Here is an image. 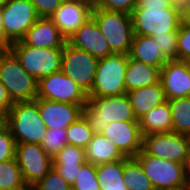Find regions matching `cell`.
I'll list each match as a JSON object with an SVG mask.
<instances>
[{
    "instance_id": "cell-1",
    "label": "cell",
    "mask_w": 190,
    "mask_h": 190,
    "mask_svg": "<svg viewBox=\"0 0 190 190\" xmlns=\"http://www.w3.org/2000/svg\"><path fill=\"white\" fill-rule=\"evenodd\" d=\"M189 8L175 0H138L131 12L134 35L153 37L178 32Z\"/></svg>"
},
{
    "instance_id": "cell-2",
    "label": "cell",
    "mask_w": 190,
    "mask_h": 190,
    "mask_svg": "<svg viewBox=\"0 0 190 190\" xmlns=\"http://www.w3.org/2000/svg\"><path fill=\"white\" fill-rule=\"evenodd\" d=\"M82 115L94 134H101L113 121H138L126 93L106 97H88Z\"/></svg>"
},
{
    "instance_id": "cell-3",
    "label": "cell",
    "mask_w": 190,
    "mask_h": 190,
    "mask_svg": "<svg viewBox=\"0 0 190 190\" xmlns=\"http://www.w3.org/2000/svg\"><path fill=\"white\" fill-rule=\"evenodd\" d=\"M5 125L16 143H41L47 127L35 101L14 102L6 114Z\"/></svg>"
},
{
    "instance_id": "cell-4",
    "label": "cell",
    "mask_w": 190,
    "mask_h": 190,
    "mask_svg": "<svg viewBox=\"0 0 190 190\" xmlns=\"http://www.w3.org/2000/svg\"><path fill=\"white\" fill-rule=\"evenodd\" d=\"M0 82L13 103L37 98L38 81L28 74L7 47L0 49Z\"/></svg>"
},
{
    "instance_id": "cell-5",
    "label": "cell",
    "mask_w": 190,
    "mask_h": 190,
    "mask_svg": "<svg viewBox=\"0 0 190 190\" xmlns=\"http://www.w3.org/2000/svg\"><path fill=\"white\" fill-rule=\"evenodd\" d=\"M37 81L61 71L63 47L42 48L15 41L7 47Z\"/></svg>"
},
{
    "instance_id": "cell-6",
    "label": "cell",
    "mask_w": 190,
    "mask_h": 190,
    "mask_svg": "<svg viewBox=\"0 0 190 190\" xmlns=\"http://www.w3.org/2000/svg\"><path fill=\"white\" fill-rule=\"evenodd\" d=\"M92 17L105 36L111 52L128 55L134 36L131 14L93 8Z\"/></svg>"
},
{
    "instance_id": "cell-7",
    "label": "cell",
    "mask_w": 190,
    "mask_h": 190,
    "mask_svg": "<svg viewBox=\"0 0 190 190\" xmlns=\"http://www.w3.org/2000/svg\"><path fill=\"white\" fill-rule=\"evenodd\" d=\"M128 55L113 53L98 59L95 79L88 97H106L126 93L124 76Z\"/></svg>"
},
{
    "instance_id": "cell-8",
    "label": "cell",
    "mask_w": 190,
    "mask_h": 190,
    "mask_svg": "<svg viewBox=\"0 0 190 190\" xmlns=\"http://www.w3.org/2000/svg\"><path fill=\"white\" fill-rule=\"evenodd\" d=\"M4 47L21 40L28 29L40 18L30 0H8L1 8Z\"/></svg>"
},
{
    "instance_id": "cell-9",
    "label": "cell",
    "mask_w": 190,
    "mask_h": 190,
    "mask_svg": "<svg viewBox=\"0 0 190 190\" xmlns=\"http://www.w3.org/2000/svg\"><path fill=\"white\" fill-rule=\"evenodd\" d=\"M147 154L187 165L190 163V136L175 132L152 133L143 136V148Z\"/></svg>"
},
{
    "instance_id": "cell-10",
    "label": "cell",
    "mask_w": 190,
    "mask_h": 190,
    "mask_svg": "<svg viewBox=\"0 0 190 190\" xmlns=\"http://www.w3.org/2000/svg\"><path fill=\"white\" fill-rule=\"evenodd\" d=\"M135 158L150 178L155 190H167L184 186L186 165L151 156L143 149Z\"/></svg>"
},
{
    "instance_id": "cell-11",
    "label": "cell",
    "mask_w": 190,
    "mask_h": 190,
    "mask_svg": "<svg viewBox=\"0 0 190 190\" xmlns=\"http://www.w3.org/2000/svg\"><path fill=\"white\" fill-rule=\"evenodd\" d=\"M37 98L84 106L87 93L62 71L38 80Z\"/></svg>"
},
{
    "instance_id": "cell-12",
    "label": "cell",
    "mask_w": 190,
    "mask_h": 190,
    "mask_svg": "<svg viewBox=\"0 0 190 190\" xmlns=\"http://www.w3.org/2000/svg\"><path fill=\"white\" fill-rule=\"evenodd\" d=\"M98 59L84 50L65 43L62 53L61 71L71 78L87 94L94 83Z\"/></svg>"
},
{
    "instance_id": "cell-13",
    "label": "cell",
    "mask_w": 190,
    "mask_h": 190,
    "mask_svg": "<svg viewBox=\"0 0 190 190\" xmlns=\"http://www.w3.org/2000/svg\"><path fill=\"white\" fill-rule=\"evenodd\" d=\"M15 159L24 181L35 185L53 168V158L39 144L16 143Z\"/></svg>"
},
{
    "instance_id": "cell-14",
    "label": "cell",
    "mask_w": 190,
    "mask_h": 190,
    "mask_svg": "<svg viewBox=\"0 0 190 190\" xmlns=\"http://www.w3.org/2000/svg\"><path fill=\"white\" fill-rule=\"evenodd\" d=\"M102 134L126 157H135L143 148V135L138 121H113Z\"/></svg>"
},
{
    "instance_id": "cell-15",
    "label": "cell",
    "mask_w": 190,
    "mask_h": 190,
    "mask_svg": "<svg viewBox=\"0 0 190 190\" xmlns=\"http://www.w3.org/2000/svg\"><path fill=\"white\" fill-rule=\"evenodd\" d=\"M159 81L167 100L190 96V63L168 60L160 69Z\"/></svg>"
},
{
    "instance_id": "cell-16",
    "label": "cell",
    "mask_w": 190,
    "mask_h": 190,
    "mask_svg": "<svg viewBox=\"0 0 190 190\" xmlns=\"http://www.w3.org/2000/svg\"><path fill=\"white\" fill-rule=\"evenodd\" d=\"M92 0L63 1L50 17L66 40L90 17Z\"/></svg>"
},
{
    "instance_id": "cell-17",
    "label": "cell",
    "mask_w": 190,
    "mask_h": 190,
    "mask_svg": "<svg viewBox=\"0 0 190 190\" xmlns=\"http://www.w3.org/2000/svg\"><path fill=\"white\" fill-rule=\"evenodd\" d=\"M75 48L84 50L96 59L112 55L105 36L100 31L95 19L90 17L68 39Z\"/></svg>"
},
{
    "instance_id": "cell-18",
    "label": "cell",
    "mask_w": 190,
    "mask_h": 190,
    "mask_svg": "<svg viewBox=\"0 0 190 190\" xmlns=\"http://www.w3.org/2000/svg\"><path fill=\"white\" fill-rule=\"evenodd\" d=\"M38 109L47 129L67 128L82 116L83 107L71 103L36 98Z\"/></svg>"
},
{
    "instance_id": "cell-19",
    "label": "cell",
    "mask_w": 190,
    "mask_h": 190,
    "mask_svg": "<svg viewBox=\"0 0 190 190\" xmlns=\"http://www.w3.org/2000/svg\"><path fill=\"white\" fill-rule=\"evenodd\" d=\"M21 40L27 45L42 48L64 47L67 42L52 19L47 17H40Z\"/></svg>"
},
{
    "instance_id": "cell-20",
    "label": "cell",
    "mask_w": 190,
    "mask_h": 190,
    "mask_svg": "<svg viewBox=\"0 0 190 190\" xmlns=\"http://www.w3.org/2000/svg\"><path fill=\"white\" fill-rule=\"evenodd\" d=\"M126 94L137 120L153 107L167 101L160 81L151 86L131 90Z\"/></svg>"
},
{
    "instance_id": "cell-21",
    "label": "cell",
    "mask_w": 190,
    "mask_h": 190,
    "mask_svg": "<svg viewBox=\"0 0 190 190\" xmlns=\"http://www.w3.org/2000/svg\"><path fill=\"white\" fill-rule=\"evenodd\" d=\"M160 80V69L132 59L128 55V64L124 76L126 93L142 87L151 86Z\"/></svg>"
},
{
    "instance_id": "cell-22",
    "label": "cell",
    "mask_w": 190,
    "mask_h": 190,
    "mask_svg": "<svg viewBox=\"0 0 190 190\" xmlns=\"http://www.w3.org/2000/svg\"><path fill=\"white\" fill-rule=\"evenodd\" d=\"M127 158L119 148L102 133L94 134L85 148L86 162L94 165L106 164Z\"/></svg>"
},
{
    "instance_id": "cell-23",
    "label": "cell",
    "mask_w": 190,
    "mask_h": 190,
    "mask_svg": "<svg viewBox=\"0 0 190 190\" xmlns=\"http://www.w3.org/2000/svg\"><path fill=\"white\" fill-rule=\"evenodd\" d=\"M129 57L161 69L168 59L163 55L153 37L134 35Z\"/></svg>"
},
{
    "instance_id": "cell-24",
    "label": "cell",
    "mask_w": 190,
    "mask_h": 190,
    "mask_svg": "<svg viewBox=\"0 0 190 190\" xmlns=\"http://www.w3.org/2000/svg\"><path fill=\"white\" fill-rule=\"evenodd\" d=\"M142 135L172 132V117L168 100L153 107L138 119Z\"/></svg>"
},
{
    "instance_id": "cell-25",
    "label": "cell",
    "mask_w": 190,
    "mask_h": 190,
    "mask_svg": "<svg viewBox=\"0 0 190 190\" xmlns=\"http://www.w3.org/2000/svg\"><path fill=\"white\" fill-rule=\"evenodd\" d=\"M100 190H128L123 176V160L96 166Z\"/></svg>"
},
{
    "instance_id": "cell-26",
    "label": "cell",
    "mask_w": 190,
    "mask_h": 190,
    "mask_svg": "<svg viewBox=\"0 0 190 190\" xmlns=\"http://www.w3.org/2000/svg\"><path fill=\"white\" fill-rule=\"evenodd\" d=\"M123 176L128 190H155L150 178L135 157L123 159Z\"/></svg>"
},
{
    "instance_id": "cell-27",
    "label": "cell",
    "mask_w": 190,
    "mask_h": 190,
    "mask_svg": "<svg viewBox=\"0 0 190 190\" xmlns=\"http://www.w3.org/2000/svg\"><path fill=\"white\" fill-rule=\"evenodd\" d=\"M172 132L190 136V96L168 100Z\"/></svg>"
},
{
    "instance_id": "cell-28",
    "label": "cell",
    "mask_w": 190,
    "mask_h": 190,
    "mask_svg": "<svg viewBox=\"0 0 190 190\" xmlns=\"http://www.w3.org/2000/svg\"><path fill=\"white\" fill-rule=\"evenodd\" d=\"M93 135L94 133L83 115L67 127L68 145L85 149Z\"/></svg>"
},
{
    "instance_id": "cell-29",
    "label": "cell",
    "mask_w": 190,
    "mask_h": 190,
    "mask_svg": "<svg viewBox=\"0 0 190 190\" xmlns=\"http://www.w3.org/2000/svg\"><path fill=\"white\" fill-rule=\"evenodd\" d=\"M24 183L22 171L15 158L0 162V190H9Z\"/></svg>"
},
{
    "instance_id": "cell-30",
    "label": "cell",
    "mask_w": 190,
    "mask_h": 190,
    "mask_svg": "<svg viewBox=\"0 0 190 190\" xmlns=\"http://www.w3.org/2000/svg\"><path fill=\"white\" fill-rule=\"evenodd\" d=\"M66 132L67 128L47 129L45 136L42 138L40 145L52 158L68 145Z\"/></svg>"
},
{
    "instance_id": "cell-31",
    "label": "cell",
    "mask_w": 190,
    "mask_h": 190,
    "mask_svg": "<svg viewBox=\"0 0 190 190\" xmlns=\"http://www.w3.org/2000/svg\"><path fill=\"white\" fill-rule=\"evenodd\" d=\"M72 190H100L96 174V165L85 162L81 165L80 172L74 184L71 186Z\"/></svg>"
},
{
    "instance_id": "cell-32",
    "label": "cell",
    "mask_w": 190,
    "mask_h": 190,
    "mask_svg": "<svg viewBox=\"0 0 190 190\" xmlns=\"http://www.w3.org/2000/svg\"><path fill=\"white\" fill-rule=\"evenodd\" d=\"M177 60L190 62V13L181 21L178 29Z\"/></svg>"
},
{
    "instance_id": "cell-33",
    "label": "cell",
    "mask_w": 190,
    "mask_h": 190,
    "mask_svg": "<svg viewBox=\"0 0 190 190\" xmlns=\"http://www.w3.org/2000/svg\"><path fill=\"white\" fill-rule=\"evenodd\" d=\"M85 149L73 145H66L53 157V164H84Z\"/></svg>"
},
{
    "instance_id": "cell-34",
    "label": "cell",
    "mask_w": 190,
    "mask_h": 190,
    "mask_svg": "<svg viewBox=\"0 0 190 190\" xmlns=\"http://www.w3.org/2000/svg\"><path fill=\"white\" fill-rule=\"evenodd\" d=\"M153 39L168 60H177L178 32H168V35H154Z\"/></svg>"
},
{
    "instance_id": "cell-35",
    "label": "cell",
    "mask_w": 190,
    "mask_h": 190,
    "mask_svg": "<svg viewBox=\"0 0 190 190\" xmlns=\"http://www.w3.org/2000/svg\"><path fill=\"white\" fill-rule=\"evenodd\" d=\"M35 190H72L71 185L66 182L54 168H52L42 180L34 185Z\"/></svg>"
},
{
    "instance_id": "cell-36",
    "label": "cell",
    "mask_w": 190,
    "mask_h": 190,
    "mask_svg": "<svg viewBox=\"0 0 190 190\" xmlns=\"http://www.w3.org/2000/svg\"><path fill=\"white\" fill-rule=\"evenodd\" d=\"M93 8L120 11L131 14L138 0H92Z\"/></svg>"
},
{
    "instance_id": "cell-37",
    "label": "cell",
    "mask_w": 190,
    "mask_h": 190,
    "mask_svg": "<svg viewBox=\"0 0 190 190\" xmlns=\"http://www.w3.org/2000/svg\"><path fill=\"white\" fill-rule=\"evenodd\" d=\"M16 141L5 125L0 129V162L15 158Z\"/></svg>"
},
{
    "instance_id": "cell-38",
    "label": "cell",
    "mask_w": 190,
    "mask_h": 190,
    "mask_svg": "<svg viewBox=\"0 0 190 190\" xmlns=\"http://www.w3.org/2000/svg\"><path fill=\"white\" fill-rule=\"evenodd\" d=\"M36 8L39 17L50 18L61 6L63 0H30Z\"/></svg>"
},
{
    "instance_id": "cell-39",
    "label": "cell",
    "mask_w": 190,
    "mask_h": 190,
    "mask_svg": "<svg viewBox=\"0 0 190 190\" xmlns=\"http://www.w3.org/2000/svg\"><path fill=\"white\" fill-rule=\"evenodd\" d=\"M82 164H53L56 172L71 186L74 184Z\"/></svg>"
},
{
    "instance_id": "cell-40",
    "label": "cell",
    "mask_w": 190,
    "mask_h": 190,
    "mask_svg": "<svg viewBox=\"0 0 190 190\" xmlns=\"http://www.w3.org/2000/svg\"><path fill=\"white\" fill-rule=\"evenodd\" d=\"M12 105L13 102L9 98L6 88L0 82V112L6 115Z\"/></svg>"
},
{
    "instance_id": "cell-41",
    "label": "cell",
    "mask_w": 190,
    "mask_h": 190,
    "mask_svg": "<svg viewBox=\"0 0 190 190\" xmlns=\"http://www.w3.org/2000/svg\"><path fill=\"white\" fill-rule=\"evenodd\" d=\"M185 188L190 190V163L185 166Z\"/></svg>"
},
{
    "instance_id": "cell-42",
    "label": "cell",
    "mask_w": 190,
    "mask_h": 190,
    "mask_svg": "<svg viewBox=\"0 0 190 190\" xmlns=\"http://www.w3.org/2000/svg\"><path fill=\"white\" fill-rule=\"evenodd\" d=\"M0 46L2 48L4 47V29H3L1 8H0Z\"/></svg>"
},
{
    "instance_id": "cell-43",
    "label": "cell",
    "mask_w": 190,
    "mask_h": 190,
    "mask_svg": "<svg viewBox=\"0 0 190 190\" xmlns=\"http://www.w3.org/2000/svg\"><path fill=\"white\" fill-rule=\"evenodd\" d=\"M9 190H35V187H34V185H31V184L25 182L24 184H22L18 187L9 189Z\"/></svg>"
},
{
    "instance_id": "cell-44",
    "label": "cell",
    "mask_w": 190,
    "mask_h": 190,
    "mask_svg": "<svg viewBox=\"0 0 190 190\" xmlns=\"http://www.w3.org/2000/svg\"><path fill=\"white\" fill-rule=\"evenodd\" d=\"M6 115L0 112V129L5 126Z\"/></svg>"
},
{
    "instance_id": "cell-45",
    "label": "cell",
    "mask_w": 190,
    "mask_h": 190,
    "mask_svg": "<svg viewBox=\"0 0 190 190\" xmlns=\"http://www.w3.org/2000/svg\"><path fill=\"white\" fill-rule=\"evenodd\" d=\"M176 2L182 3L188 8H190V0H175Z\"/></svg>"
},
{
    "instance_id": "cell-46",
    "label": "cell",
    "mask_w": 190,
    "mask_h": 190,
    "mask_svg": "<svg viewBox=\"0 0 190 190\" xmlns=\"http://www.w3.org/2000/svg\"><path fill=\"white\" fill-rule=\"evenodd\" d=\"M167 190H187V189L185 188V186H182V187L167 189Z\"/></svg>"
},
{
    "instance_id": "cell-47",
    "label": "cell",
    "mask_w": 190,
    "mask_h": 190,
    "mask_svg": "<svg viewBox=\"0 0 190 190\" xmlns=\"http://www.w3.org/2000/svg\"><path fill=\"white\" fill-rule=\"evenodd\" d=\"M8 0H0V8H2Z\"/></svg>"
}]
</instances>
